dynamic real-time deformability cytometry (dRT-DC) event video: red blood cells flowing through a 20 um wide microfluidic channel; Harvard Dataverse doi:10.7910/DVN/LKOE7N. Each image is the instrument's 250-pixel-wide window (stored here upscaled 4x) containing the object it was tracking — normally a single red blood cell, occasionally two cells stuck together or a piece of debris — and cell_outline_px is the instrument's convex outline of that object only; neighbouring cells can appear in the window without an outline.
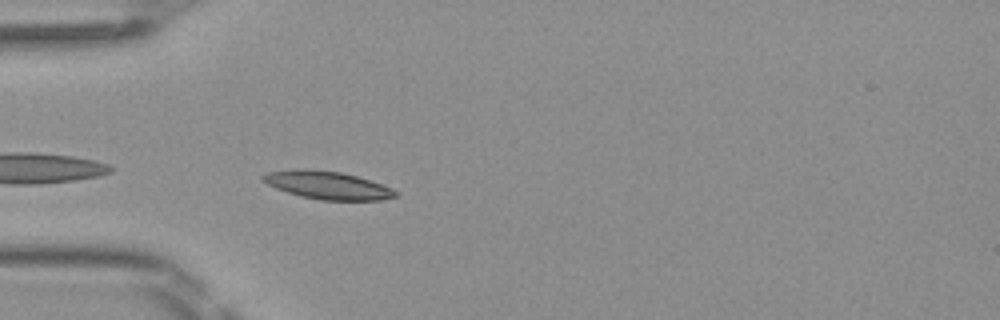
{"species": "Egyptian fruit bat (a non-hibernating species)", "species_latin": "Rousettus aegyptiacus", "temperature_condition": "room temperature", "stored_images_in_passage": 37, "camera_frame_rate_fps": 3000, "um_per_image_px": 0.085, "frame": {"image": 1, "passage_image": 2, "time_ms": 0.333, "image_size_px": [1000, 320], "cell_outline_px": [[400, 196], [380, 200], [320, 200], [300, 196], [276, 188], [268, 184], [260, 176], [268, 172], [304, 168], [340, 172], [356, 176], [392, 188], [400, 192]], "centroid_in_image_um": [27.88, 15.75], "position_along_channel_um": 57.1, "area_um2": 21.44}}
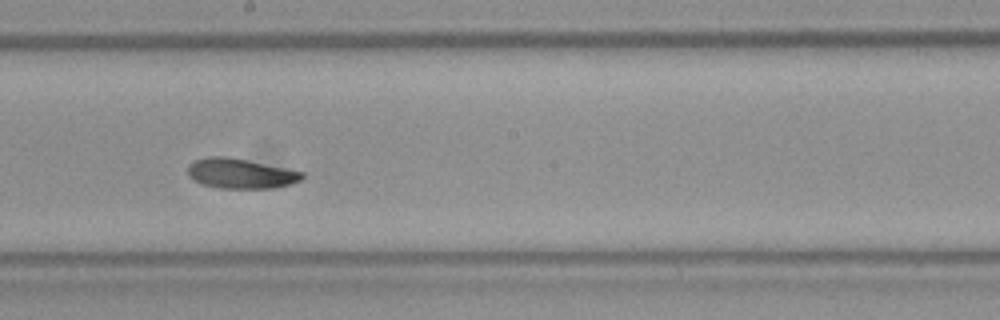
{"frame": {"image": 2, "passage_image": 15, "time_ms": 4.667, "image_size_px": [1000, 320], "cell_outline_px": [[304, 180], [292, 184], [272, 188], [220, 188], [204, 184], [188, 176], [188, 164], [192, 160], [208, 156], [228, 156], [248, 160], [304, 172]], "centroid_in_image_um": [20.47, 14.73], "position_along_channel_um": 227.7, "area_um2": 20.11}}
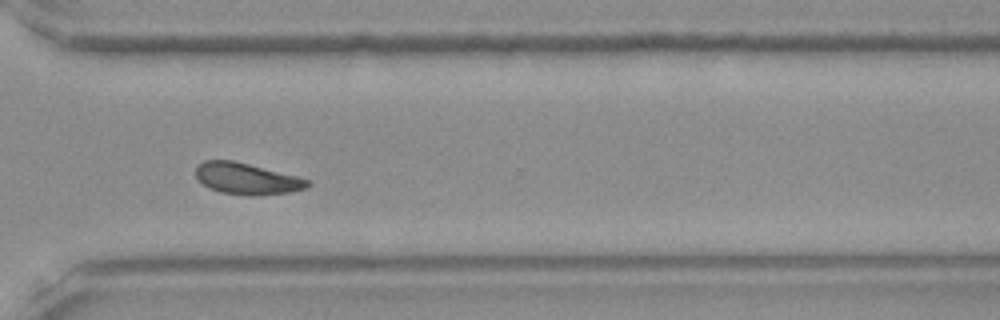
{"frame": {"image": 3, "passage_image": 24, "time_ms": 7.667, "image_size_px": [1000, 320], "cell_outline_px": [[312, 184], [308, 188], [292, 192], [252, 196], [220, 192], [208, 188], [196, 176], [196, 168], [204, 160], [232, 160], [296, 176], [308, 180]], "centroid_in_image_um": [21.0, 15.2], "position_along_channel_um": 349.6, "area_um2": 20.29}, "authors_computed_cell_mechanics": {"area_um2": 20.23, "velocity_mm_per_s": 4.0635, "shape_relaxation_time_tau1_ms": 2.7303, "shape_relaxation_time_tau2_ms": 3.4661, "deformation_change_tau1": 0.0863, "deformation_change_tau2": 0.0863}}